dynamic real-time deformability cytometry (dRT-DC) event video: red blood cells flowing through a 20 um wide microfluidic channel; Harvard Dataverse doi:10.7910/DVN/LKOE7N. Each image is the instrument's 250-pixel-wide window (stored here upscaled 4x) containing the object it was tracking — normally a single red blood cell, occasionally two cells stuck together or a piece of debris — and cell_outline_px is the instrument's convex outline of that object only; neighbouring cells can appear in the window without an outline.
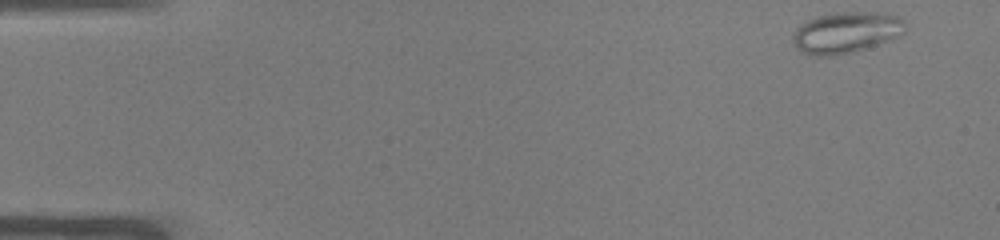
{"species": "common noctule bat (a hibernating species)", "species_latin": "Nyctalus noctula", "temperature_condition": "warm", "stored_images_in_passage": 49, "camera_frame_rate_fps": 3000, "um_per_image_px": 0.085, "animal": {"sex": "male", "body_mass_g": 19.0, "forearm_length_mm": 50.8}, "frame": {"image": 1, "passage_image": 1, "time_ms": 0.0, "image_size_px": [1000, 240], "cell_outline_px": [[904, 32], [900, 36], [852, 52], [836, 56], [812, 56], [800, 52], [796, 48], [792, 40], [792, 32], [800, 24], [816, 16], [836, 12], [868, 12], [900, 16], [904, 20]], "centroid_in_image_um": [71.85, 2.77], "position_along_channel_um": 13.1, "area_um2": 27.11}}
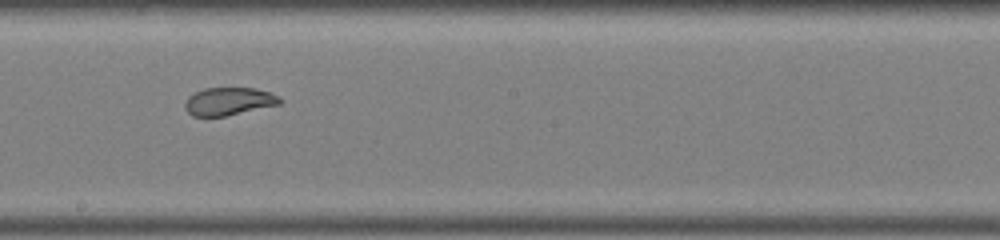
{"frame": {"image": 2, "passage_image": 27, "time_ms": 8.667, "image_size_px": [1000, 240], "cell_outline_px": [[284, 100], [280, 104], [224, 116], [192, 116], [184, 108], [184, 104], [188, 96], [204, 88], [256, 88], [280, 96]], "centroid_in_image_um": [19.45, 8.61], "position_along_channel_um": 228.8, "area_um2": 15.37}}
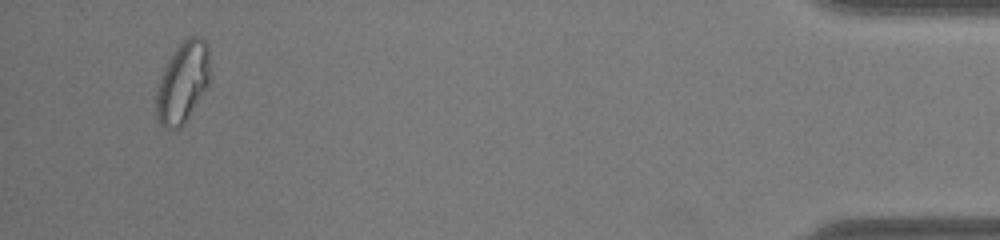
{"frame": {"image": 3, "passage_image": 47, "time_ms": 15.333, "image_size_px": [1000, 240], "cell_outline_px": [[208, 84], [184, 124], [176, 128], [164, 128], [160, 124], [156, 116], [156, 88], [160, 76], [168, 60], [180, 44], [188, 36], [200, 36], [208, 44]], "centroid_in_image_um": [15.5, 7.0], "position_along_channel_um": 419.7, "area_um2": 24.97}, "authors_computed_cell_mechanics": {"area_um2": 21.2126, "velocity_mm_per_s": 3.9255, "shape_relaxation_time_tau1_ms": null, "shape_relaxation_time_tau2_ms": 0.7691, "deformation_change_tau1": null, "deformation_change_tau2": 0.0483}}